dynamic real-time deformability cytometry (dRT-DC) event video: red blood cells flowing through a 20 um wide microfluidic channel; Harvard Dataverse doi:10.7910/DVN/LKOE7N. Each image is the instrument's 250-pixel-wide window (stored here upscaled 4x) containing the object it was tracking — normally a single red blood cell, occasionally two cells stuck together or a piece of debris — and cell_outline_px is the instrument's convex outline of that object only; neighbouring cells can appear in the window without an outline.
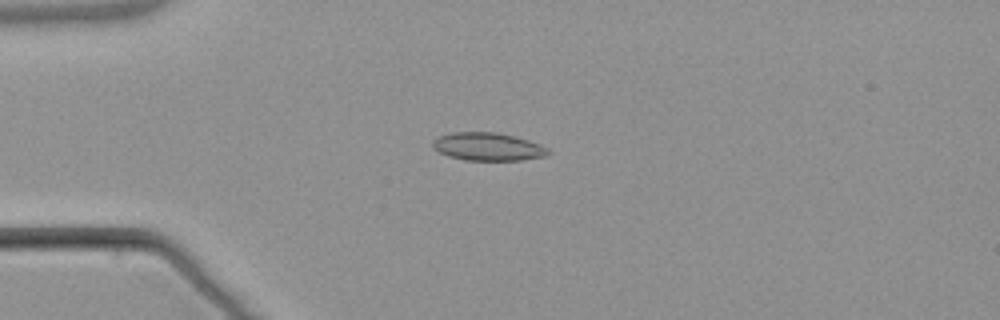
{"species": "common noctule bat (a hibernating species)", "species_latin": "Nyctalus noctula", "temperature_condition": "warm", "stored_images_in_passage": 7, "camera_frame_rate_fps": 3000, "um_per_image_px": 0.085, "animal": {"sex": "male", "body_mass_g": 21.5, "forearm_length_mm": 52.0}, "frame": {"image": 1, "passage_image": 3, "time_ms": 3.333, "image_size_px": [1000, 320], "cell_outline_px": [[552, 152], [548, 156], [520, 160], [464, 160], [448, 156], [432, 148], [432, 140], [440, 136], [452, 132], [496, 132], [528, 140], [540, 144], [548, 148]], "centroid_in_image_um": [41.48, 12.47], "position_along_channel_um": 43.5, "area_um2": 18.9}}
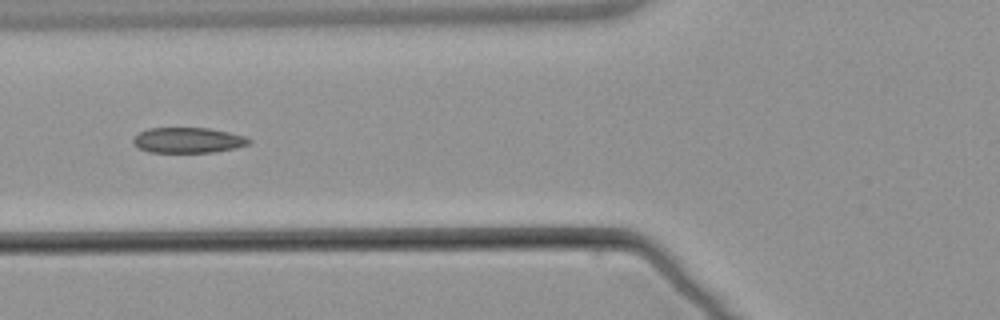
{"frame": {"image": 2, "passage_image": 5, "time_ms": 5.667, "image_size_px": [1000, 320], "cell_outline_px": [[252, 140], [248, 144], [236, 148], [216, 152], [148, 152], [136, 148], [132, 140], [140, 132], [148, 128], [208, 128], [228, 132], [244, 136]], "centroid_in_image_um": [15.97, 11.92], "position_along_channel_um": 109.8, "area_um2": 17.17}}
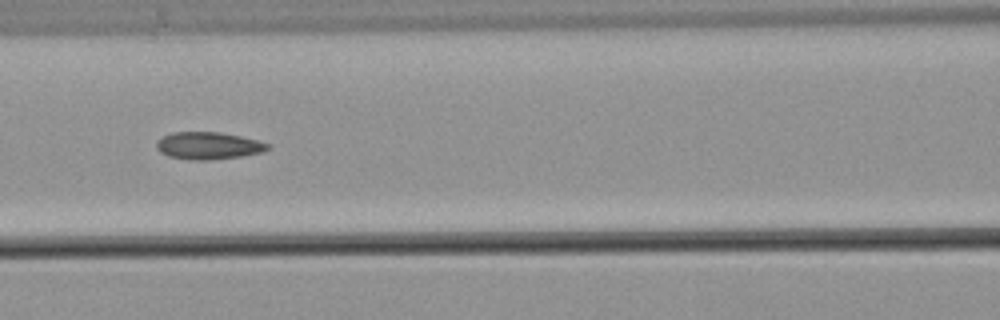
{"frame": {"image": 3, "passage_image": 6, "time_ms": 6.667, "image_size_px": [1000, 320], "cell_outline_px": [[272, 148], [260, 152], [240, 156], [208, 160], [188, 160], [168, 156], [160, 152], [156, 148], [156, 140], [172, 132], [220, 132], [240, 136], [272, 144]], "centroid_in_image_um": [17.69, 12.38], "position_along_channel_um": 148.9, "area_um2": 17.74}}